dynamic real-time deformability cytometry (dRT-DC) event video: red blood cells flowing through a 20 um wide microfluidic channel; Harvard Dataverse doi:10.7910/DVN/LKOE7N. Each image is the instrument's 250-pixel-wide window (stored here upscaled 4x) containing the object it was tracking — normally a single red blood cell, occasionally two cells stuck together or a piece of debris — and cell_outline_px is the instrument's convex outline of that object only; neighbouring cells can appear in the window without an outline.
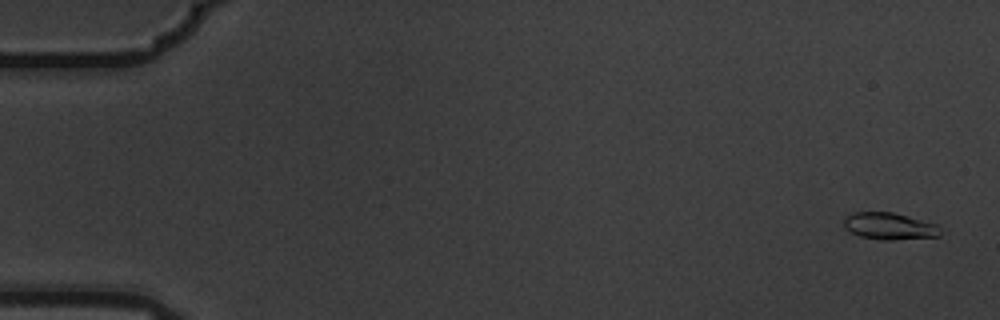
{"species": "common noctule bat (a hibernating species)", "species_latin": "Nyctalus noctula", "temperature_condition": "warm", "stored_images_in_passage": 6, "camera_frame_rate_fps": 3000, "um_per_image_px": 0.085, "animal": {"sex": "male", "body_mass_g": 19.5, "forearm_length_mm": 54.6}, "frame": {"image": 1, "passage_image": 1, "time_ms": 0.0, "image_size_px": [1000, 320], "cell_outline_px": [[940, 236], [892, 240], [880, 240], [860, 236], [844, 228], [844, 216], [852, 212], [892, 212], [908, 216], [936, 224], [940, 228]], "centroid_in_image_um": [75.57, 19.22], "position_along_channel_um": 9.4, "area_um2": 15.14}}
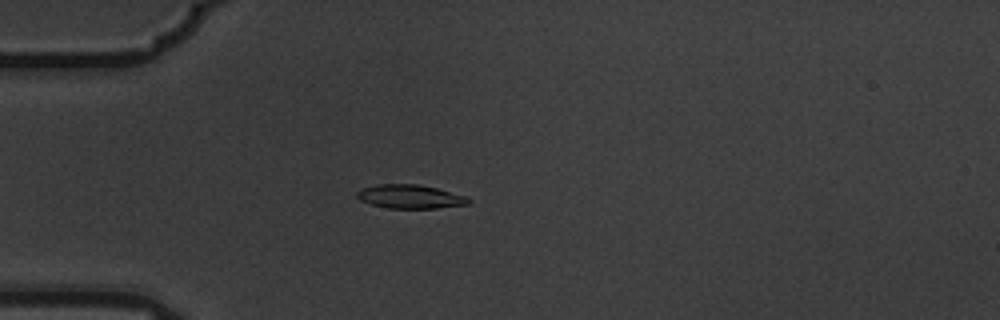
{"frame": {"image": 2, "passage_image": 5, "time_ms": 1.333, "image_size_px": [1000, 320], "cell_outline_px": [[472, 200], [468, 204], [436, 208], [388, 208], [372, 204], [360, 200], [356, 196], [356, 192], [360, 188], [376, 184], [416, 184], [436, 188], [468, 196]], "centroid_in_image_um": [34.85, 16.7], "position_along_channel_um": 50.1, "area_um2": 15.49}}